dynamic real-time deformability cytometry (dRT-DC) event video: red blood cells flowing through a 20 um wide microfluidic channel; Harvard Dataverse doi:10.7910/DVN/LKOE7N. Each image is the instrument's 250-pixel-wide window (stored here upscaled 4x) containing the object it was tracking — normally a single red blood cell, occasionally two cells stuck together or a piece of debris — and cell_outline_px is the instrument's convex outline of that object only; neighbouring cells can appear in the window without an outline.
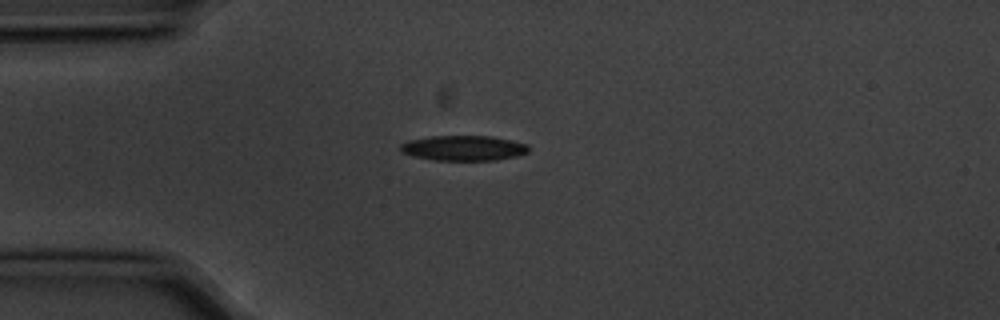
{"species": "common noctule bat (a hibernating species)", "species_latin": "Nyctalus noctula", "temperature_condition": "cold", "stored_images_in_passage": 12, "camera_frame_rate_fps": 3000, "um_per_image_px": 0.085, "animal": {"sex": "male", "body_mass_g": 20.1, "forearm_length_mm": 53.5}, "frame": {"image": 1, "passage_image": 1, "time_ms": 0.0, "image_size_px": [1000, 320], "cell_outline_px": [[528, 152], [516, 156], [496, 160], [436, 160], [412, 156], [400, 152], [400, 144], [408, 140], [432, 136], [492, 136], [512, 140], [528, 144]], "centroid_in_image_um": [39.39, 12.58], "position_along_channel_um": 45.6, "area_um2": 18.84}}